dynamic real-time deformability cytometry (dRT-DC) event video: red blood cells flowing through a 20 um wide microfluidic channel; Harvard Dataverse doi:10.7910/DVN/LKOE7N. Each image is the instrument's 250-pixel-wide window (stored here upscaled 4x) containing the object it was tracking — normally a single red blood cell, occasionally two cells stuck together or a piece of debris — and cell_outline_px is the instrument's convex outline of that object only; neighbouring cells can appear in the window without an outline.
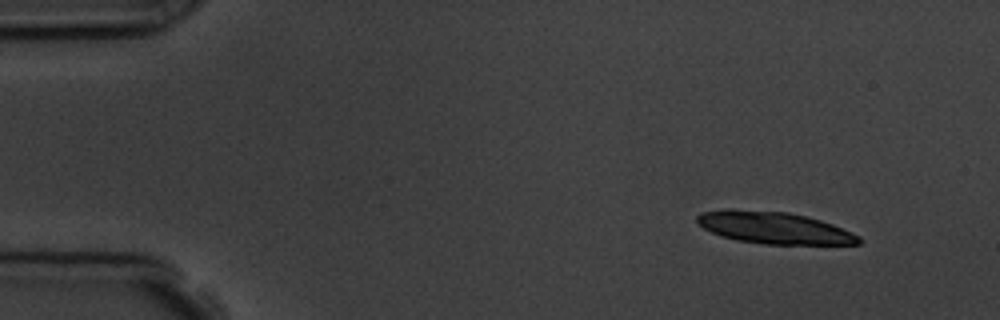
{"species": "common noctule bat (a hibernating species)", "species_latin": "Nyctalus noctula", "temperature_condition": "room temperature", "stored_images_in_passage": 6, "segment_of_instrument_passage": [1, 2], "camera_frame_rate_fps": 3000, "um_per_image_px": 0.085, "animal": {"sex": "male", "body_mass_g": 19.5, "forearm_length_mm": 54.6}, "frame": {"image": 1, "passage_image": 2, "time_ms": 1.333, "image_size_px": [1000, 320], "cell_outline_px": [[860, 244], [764, 244], [736, 240], [720, 236], [704, 228], [696, 220], [696, 216], [700, 212], [728, 208], [732, 208], [788, 212], [820, 220], [832, 224], [860, 236]], "centroid_in_image_um": [65.74, 19.35], "position_along_channel_um": 19.3, "area_um2": 30.11}}